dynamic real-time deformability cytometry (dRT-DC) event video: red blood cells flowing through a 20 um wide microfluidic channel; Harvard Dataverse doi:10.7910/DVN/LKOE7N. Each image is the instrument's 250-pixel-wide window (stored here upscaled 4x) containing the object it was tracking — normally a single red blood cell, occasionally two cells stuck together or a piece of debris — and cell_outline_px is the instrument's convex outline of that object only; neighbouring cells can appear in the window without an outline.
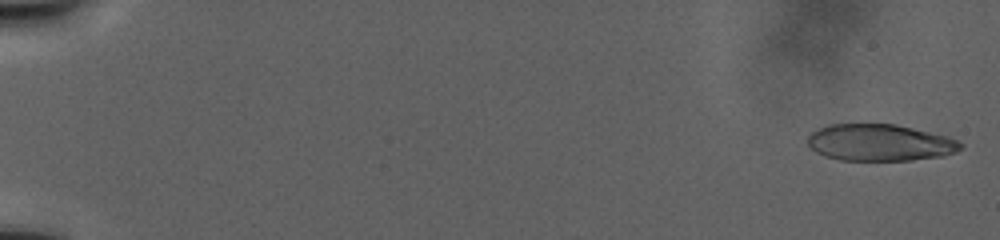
{"species": "human", "species_latin": "Homo sapiens", "temperature_condition": "warm", "stored_images_in_passage": 78, "camera_frame_rate_fps": 3000, "um_per_image_px": 0.085, "donor": {"sex": "male"}, "frame": {"image": 1, "passage_image": 2, "time_ms": 0.667, "image_size_px": [1000, 240], "cell_outline_px": [[964, 144], [956, 152], [944, 156], [912, 160], [840, 160], [824, 156], [816, 152], [808, 144], [808, 136], [812, 132], [828, 124], [896, 124], [948, 136]], "centroid_in_image_um": [74.8, 12.12], "position_along_channel_um": 10.2, "area_um2": 32.77}}
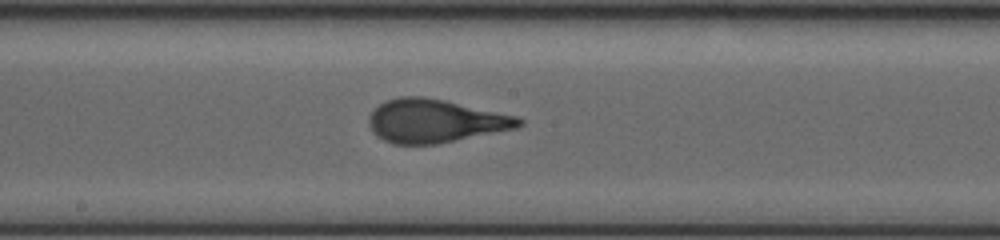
{"frame": {"image": 2, "passage_image": 38, "time_ms": 23.667, "image_size_px": [1000, 240], "cell_outline_px": [[524, 124], [516, 128], [436, 144], [392, 144], [376, 136], [372, 132], [368, 124], [368, 116], [384, 100], [400, 96], [424, 96], [444, 100], [516, 116], [524, 120]], "centroid_in_image_um": [36.94, 10.28], "position_along_channel_um": 211.3, "area_um2": 37.8}}
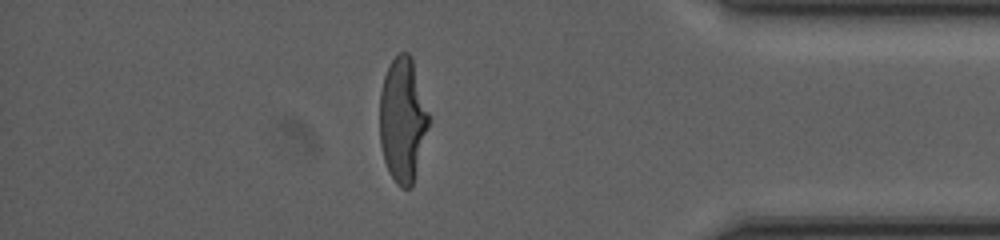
{"frame": {"image": 3, "passage_image": 66, "time_ms": 36.0, "image_size_px": [1000, 240], "cell_outline_px": [[428, 128], [412, 184], [408, 188], [400, 188], [396, 184], [384, 160], [380, 144], [380, 92], [384, 76], [392, 60], [400, 52], [408, 52], [412, 56], [428, 112]], "centroid_in_image_um": [34.21, 10.15], "position_along_channel_um": 401.0, "area_um2": 35.08}}